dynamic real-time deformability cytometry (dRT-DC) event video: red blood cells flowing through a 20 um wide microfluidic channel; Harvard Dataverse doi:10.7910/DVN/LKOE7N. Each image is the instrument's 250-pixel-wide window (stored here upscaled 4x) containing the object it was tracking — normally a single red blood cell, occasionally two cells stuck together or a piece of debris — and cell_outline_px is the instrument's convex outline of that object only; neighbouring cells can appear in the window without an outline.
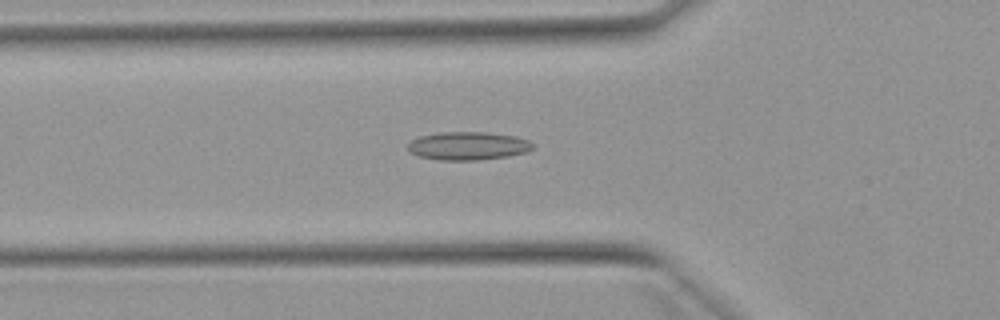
{"species": "Egyptian fruit bat (a non-hibernating species)", "species_latin": "Rousettus aegyptiacus", "temperature_condition": "warm", "stored_images_in_passage": 51, "camera_frame_rate_fps": 3000, "um_per_image_px": 0.085, "animal": {"sex": "female"}, "frame": {"image": 1, "passage_image": 17, "time_ms": 5.333, "image_size_px": [1000, 320], "cell_outline_px": [[532, 148], [528, 152], [508, 156], [476, 160], [440, 160], [416, 156], [408, 152], [408, 144], [412, 140], [420, 136], [440, 132], [488, 132], [516, 136], [528, 140], [532, 144]], "centroid_in_image_um": [39.76, 12.4], "position_along_channel_um": 86.0, "area_um2": 20.63}}
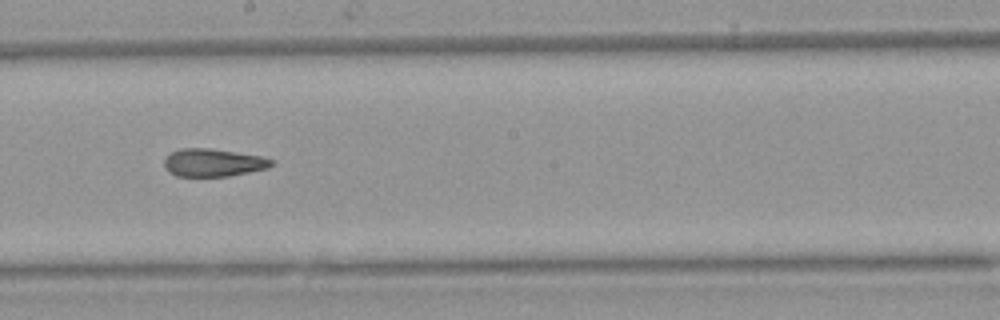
{"frame": {"image": 2, "passage_image": 28, "time_ms": 9.0, "image_size_px": [1000, 320], "cell_outline_px": [[272, 164], [268, 168], [228, 176], [176, 176], [168, 172], [164, 168], [164, 160], [172, 152], [180, 148], [208, 148], [260, 156], [272, 160]], "centroid_in_image_um": [18.07, 13.83], "position_along_channel_um": 230.1, "area_um2": 17.17}}
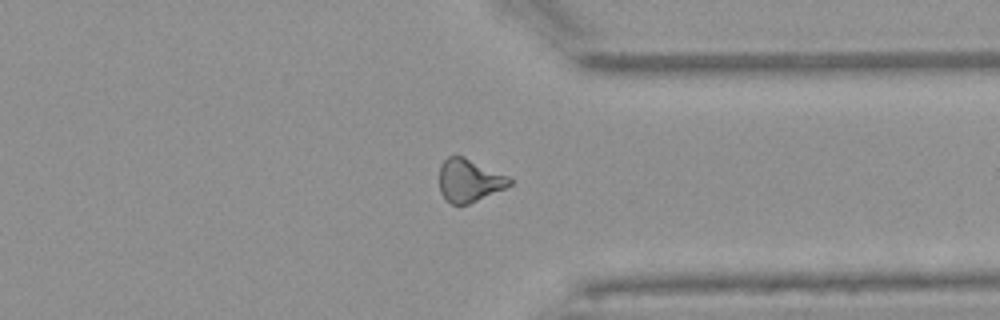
{"frame": {"image": 3, "passage_image": 39, "time_ms": 12.667, "image_size_px": [1000, 320], "cell_outline_px": [[512, 184], [504, 188], [468, 204], [452, 204], [440, 192], [440, 164], [448, 156], [464, 156], [508, 176], [512, 180]], "centroid_in_image_um": [39.87, 15.32], "position_along_channel_um": 371.5, "area_um2": 17.28}, "authors_computed_cell_mechanics": {"area_um2": 18.1492, "velocity_mm_per_s": 3.9309, "shape_relaxation_time_tau1_ms": null, "shape_relaxation_time_tau2_ms": 3.9342, "deformation_change_tau1": null, "deformation_change_tau2": 0.1415}}